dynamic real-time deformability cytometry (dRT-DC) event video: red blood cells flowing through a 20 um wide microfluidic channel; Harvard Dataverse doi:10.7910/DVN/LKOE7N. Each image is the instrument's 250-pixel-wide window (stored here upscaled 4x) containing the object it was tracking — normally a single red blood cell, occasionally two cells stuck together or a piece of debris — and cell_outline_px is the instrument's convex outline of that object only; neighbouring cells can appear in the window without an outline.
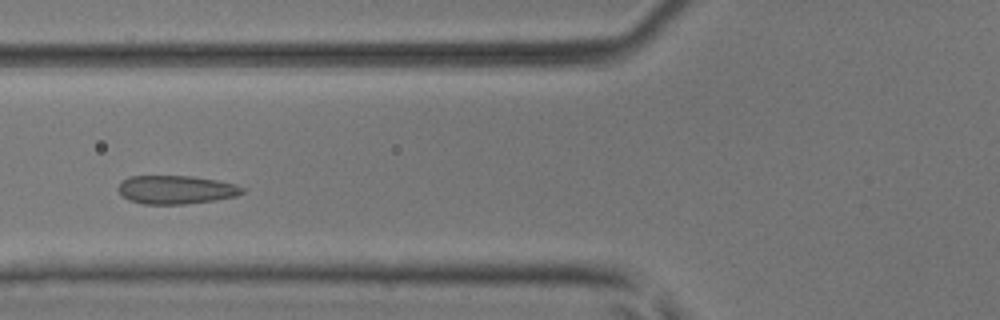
{"species": "common noctule bat (a hibernating species)", "species_latin": "Nyctalus noctula", "temperature_condition": "room temperature", "stored_images_in_passage": 3, "camera_frame_rate_fps": 3000, "um_per_image_px": 0.085, "animal": {"sex": "male", "body_mass_g": 17.9, "forearm_length_mm": 54.2}, "frame": {"image": 1, "passage_image": 3, "time_ms": 0.667, "image_size_px": [1000, 320], "cell_outline_px": [[248, 188], [244, 192], [236, 196], [216, 200], [184, 204], [144, 204], [128, 200], [116, 188], [128, 176], [192, 176], [216, 180], [236, 184]], "centroid_in_image_um": [15.0, 16.12], "position_along_channel_um": 110.8, "area_um2": 20.69}}